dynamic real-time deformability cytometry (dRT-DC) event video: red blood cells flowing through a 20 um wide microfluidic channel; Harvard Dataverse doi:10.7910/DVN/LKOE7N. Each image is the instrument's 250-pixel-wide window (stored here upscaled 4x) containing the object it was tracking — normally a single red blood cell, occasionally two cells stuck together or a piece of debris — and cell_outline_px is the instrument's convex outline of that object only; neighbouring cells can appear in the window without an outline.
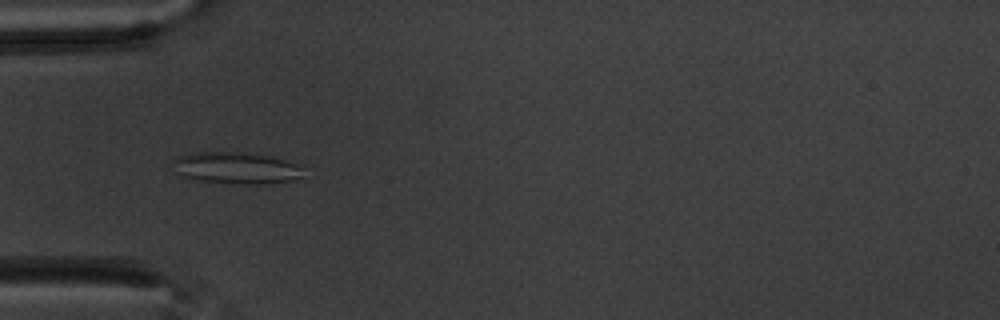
{"species": "common noctule bat (a hibernating species)", "species_latin": "Nyctalus noctula", "temperature_condition": "warm", "stored_images_in_passage": 58, "camera_frame_rate_fps": 3000, "um_per_image_px": 0.085, "animal": {"sex": "male", "body_mass_g": 20.1, "forearm_length_mm": 53.5}, "frame": {"image": 1, "passage_image": 18, "time_ms": 5.667, "image_size_px": [1000, 320], "cell_outline_px": [[300, 176], [292, 180], [264, 184], [244, 184], [200, 180], [184, 176], [180, 172], [172, 160], [180, 156], [192, 152], [244, 152], [272, 156], [296, 164], [300, 168]], "centroid_in_image_um": [20.09, 14.26], "position_along_channel_um": 64.9, "area_um2": 23.47}}
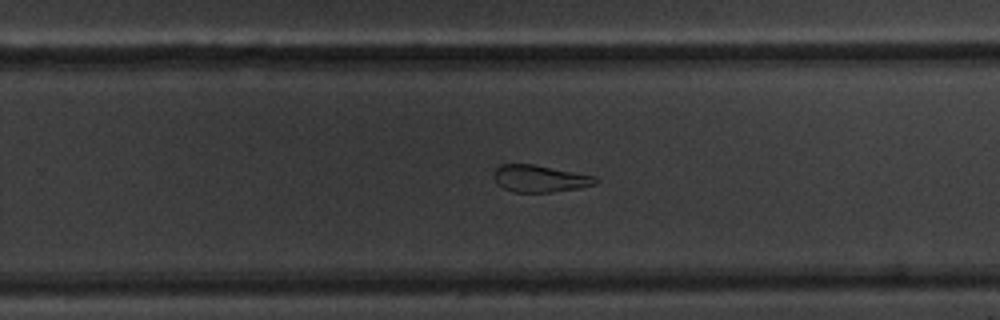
{"frame": {"image": 2, "passage_image": 37, "time_ms": 12.0, "image_size_px": [1000, 320], "cell_outline_px": [[600, 180], [596, 184], [580, 188], [552, 192], [516, 192], [504, 188], [496, 184], [496, 168], [500, 164], [532, 164], [596, 176]], "centroid_in_image_um": [45.94, 15.18], "position_along_channel_um": 283.9, "area_um2": 15.9}}
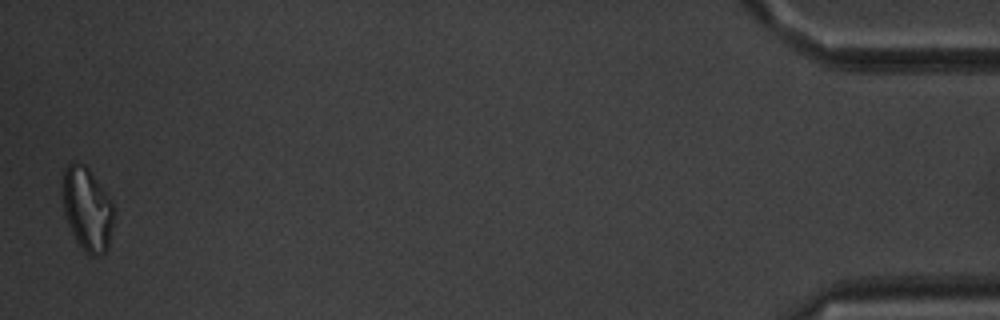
{"frame": {"image": 3, "passage_image": 57, "time_ms": 18.667, "image_size_px": [1000, 320], "cell_outline_px": [[112, 224], [108, 248], [100, 256], [88, 256], [80, 248], [64, 216], [60, 184], [64, 168], [72, 160], [84, 164], [88, 168], [112, 204]], "centroid_in_image_um": [7.33, 17.76], "position_along_channel_um": 427.9, "area_um2": 25.09}, "authors_computed_cell_mechanics": {"area_um2": 22.0218, "velocity_mm_per_s": 3.4726, "shape_relaxation_time_tau1_ms": null, "shape_relaxation_time_tau2_ms": 3.7757, "deformation_change_tau1": null, "deformation_change_tau2": 0.1264}}